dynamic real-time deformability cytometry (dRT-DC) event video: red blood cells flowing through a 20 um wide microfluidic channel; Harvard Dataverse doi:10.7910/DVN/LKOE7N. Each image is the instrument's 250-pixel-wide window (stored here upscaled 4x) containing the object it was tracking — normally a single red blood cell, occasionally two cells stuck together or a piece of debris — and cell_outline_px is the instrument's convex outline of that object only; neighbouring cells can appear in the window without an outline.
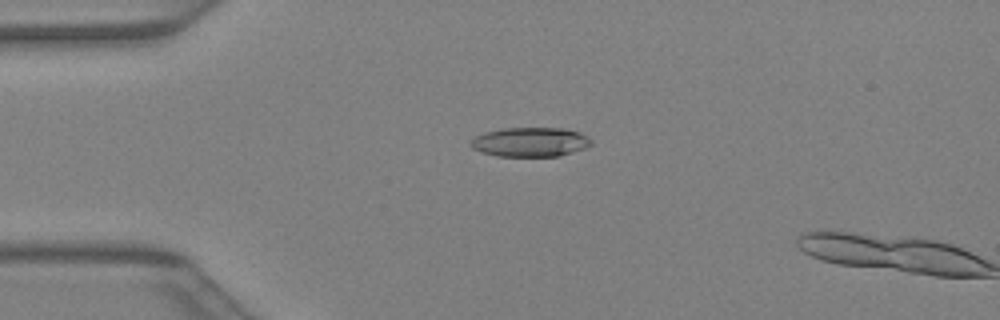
{"species": "Egyptian fruit bat (a non-hibernating species)", "species_latin": "Rousettus aegyptiacus", "temperature_condition": "warm", "stored_images_in_passage": 6, "camera_frame_rate_fps": 3000, "um_per_image_px": 0.085, "animal": {"sex": "female"}, "frame": {"image": 1, "passage_image": 5, "time_ms": 1.333, "image_size_px": [1000, 320], "cell_outline_px": [[592, 144], [584, 148], [560, 156], [496, 156], [480, 152], [472, 148], [468, 144], [468, 140], [484, 132], [504, 128], [564, 128], [580, 132], [588, 136], [592, 140]], "centroid_in_image_um": [45.04, 12.07], "position_along_channel_um": 40.0, "area_um2": 20.87}}